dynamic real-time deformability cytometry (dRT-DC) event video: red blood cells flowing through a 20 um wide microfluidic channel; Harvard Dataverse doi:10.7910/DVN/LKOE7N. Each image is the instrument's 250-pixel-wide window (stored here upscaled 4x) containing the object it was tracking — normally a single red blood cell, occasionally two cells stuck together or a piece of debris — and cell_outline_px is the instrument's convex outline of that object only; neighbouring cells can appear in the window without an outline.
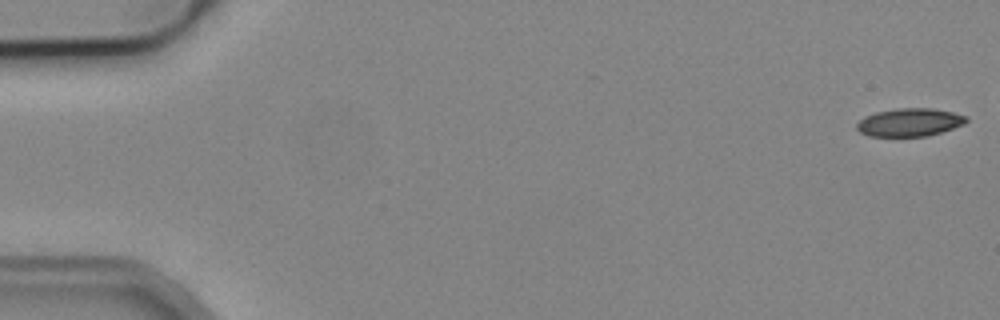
{"species": "common noctule bat (a hibernating species)", "species_latin": "Nyctalus noctula", "temperature_condition": "cold", "stored_images_in_passage": 5, "camera_frame_rate_fps": 3000, "um_per_image_px": 0.085, "animal": {"sex": "male", "body_mass_g": 19.2, "forearm_length_mm": 51.8}, "frame": {"image": 1, "passage_image": 1, "time_ms": 0.0, "image_size_px": [1000, 320], "cell_outline_px": [[968, 120], [964, 124], [928, 136], [868, 136], [860, 132], [856, 128], [856, 124], [864, 116], [876, 112], [896, 108], [932, 108], [952, 112], [968, 116]], "centroid_in_image_um": [77.3, 10.39], "position_along_channel_um": 7.7, "area_um2": 17.92}}
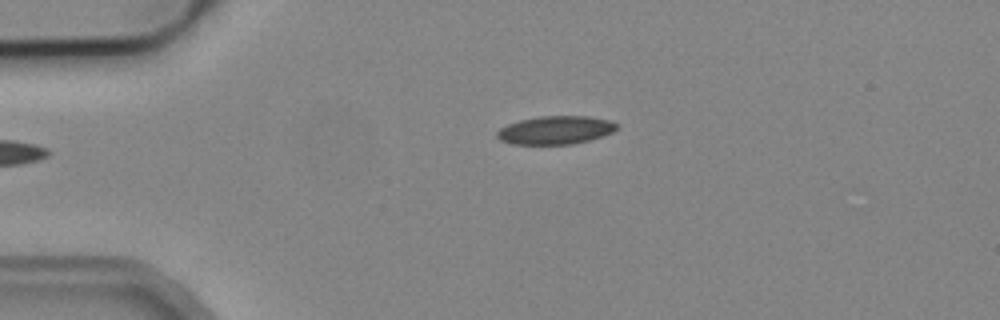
{"frame": {"image": 2, "passage_image": 5, "time_ms": 6.0, "image_size_px": [1000, 320], "cell_outline_px": [[620, 124], [612, 132], [588, 140], [572, 144], [512, 144], [500, 140], [496, 136], [496, 132], [500, 128], [508, 124], [520, 120], [540, 116], [588, 116], [612, 120]], "centroid_in_image_um": [47.22, 11.05], "position_along_channel_um": 37.8, "area_um2": 19.71}}